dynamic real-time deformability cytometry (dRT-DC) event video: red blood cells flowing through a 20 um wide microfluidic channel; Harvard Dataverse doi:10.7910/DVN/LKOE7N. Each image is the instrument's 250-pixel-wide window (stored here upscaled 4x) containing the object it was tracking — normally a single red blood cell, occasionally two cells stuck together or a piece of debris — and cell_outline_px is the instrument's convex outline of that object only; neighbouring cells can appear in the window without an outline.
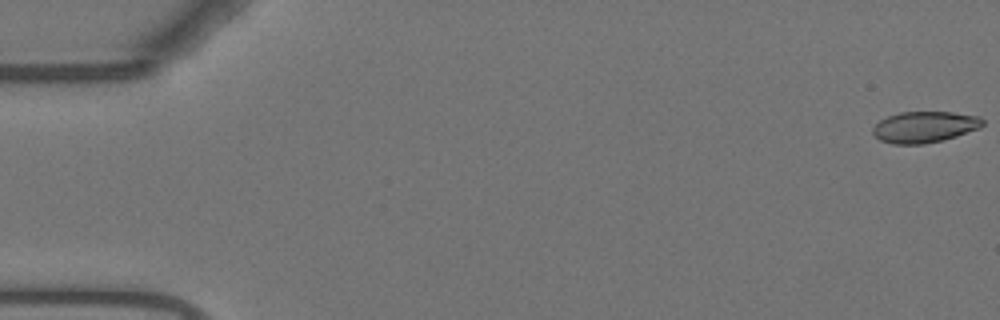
{"species": "Egyptian fruit bat (a non-hibernating species)", "species_latin": "Rousettus aegyptiacus", "temperature_condition": "warm", "stored_images_in_passage": 55, "camera_frame_rate_fps": 3000, "um_per_image_px": 0.085, "animal": {"sex": "female"}, "frame": {"image": 1, "passage_image": 1, "time_ms": 0.0, "image_size_px": [1000, 320], "cell_outline_px": [[984, 124], [980, 128], [944, 140], [924, 144], [892, 144], [880, 140], [872, 132], [872, 128], [880, 120], [888, 116], [900, 112], [952, 112], [980, 116], [984, 120]], "centroid_in_image_um": [78.6, 10.79], "position_along_channel_um": 6.4, "area_um2": 20.06}}
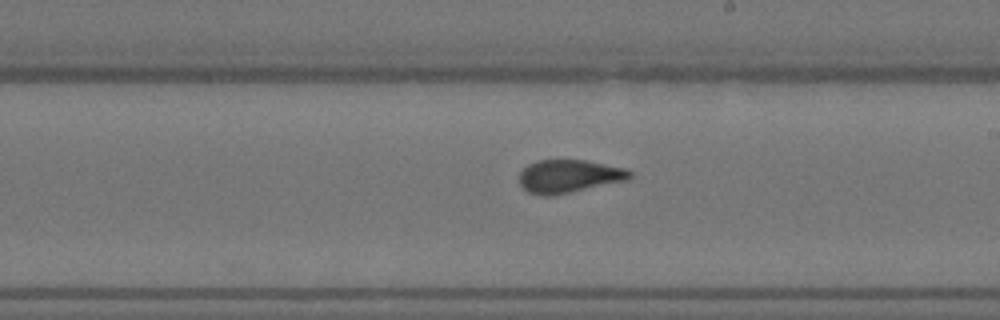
{"frame": {"image": 2, "passage_image": 32, "time_ms": 10.333, "image_size_px": [1000, 320], "cell_outline_px": [[632, 176], [628, 180], [552, 196], [540, 196], [528, 192], [520, 184], [520, 172], [528, 164], [540, 160], [584, 160], [628, 168], [632, 172]], "centroid_in_image_um": [48.39, 14.98], "position_along_channel_um": 240.6, "area_um2": 21.39}}
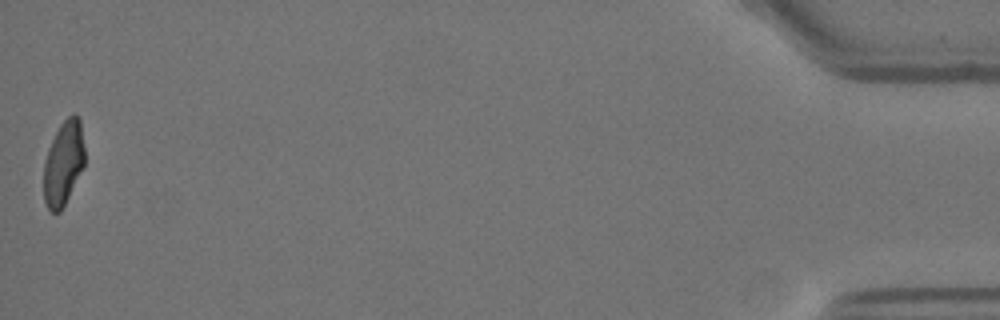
{"frame": {"image": 3, "passage_image": 55, "time_ms": 18.0, "image_size_px": [1000, 320], "cell_outline_px": [[84, 164], [60, 212], [52, 212], [48, 208], [44, 200], [44, 160], [48, 148], [60, 124], [72, 112], [76, 112], [80, 120], [84, 148]], "centroid_in_image_um": [5.38, 13.81], "position_along_channel_um": 429.8, "area_um2": 19.88}, "authors_computed_cell_mechanics": {"area_um2": 21.386, "velocity_mm_per_s": 3.7106, "shape_relaxation_time_tau1_ms": null, "shape_relaxation_time_tau2_ms": 0.9779, "deformation_change_tau1": null, "deformation_change_tau2": 0.0603}}